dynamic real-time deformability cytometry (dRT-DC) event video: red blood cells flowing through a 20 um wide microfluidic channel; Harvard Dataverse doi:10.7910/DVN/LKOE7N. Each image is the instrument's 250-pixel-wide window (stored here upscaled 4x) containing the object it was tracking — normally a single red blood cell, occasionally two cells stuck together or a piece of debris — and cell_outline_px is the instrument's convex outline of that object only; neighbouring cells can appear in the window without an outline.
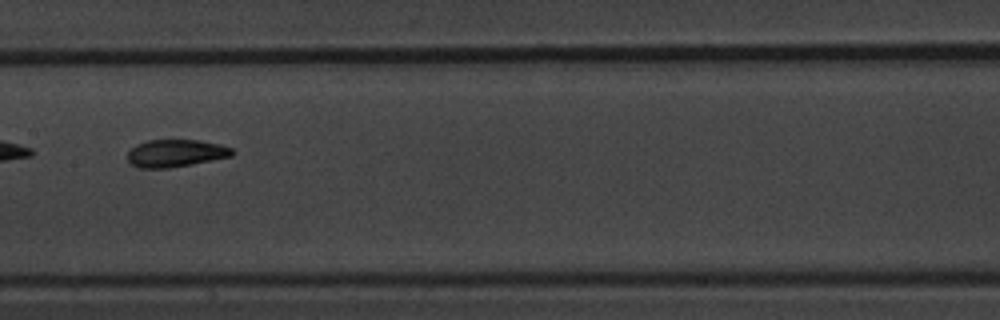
{"species": "common noctule bat (a hibernating species)", "species_latin": "Nyctalus noctula", "temperature_condition": "warm", "stored_images_in_passage": 5, "camera_frame_rate_fps": 3000, "um_per_image_px": 0.085, "animal": {"sex": "male", "body_mass_g": 20.1, "forearm_length_mm": 53.5}, "frame": {"image": 1, "passage_image": 5, "time_ms": 5.0, "image_size_px": [1000, 320], "cell_outline_px": [[236, 152], [232, 156], [192, 164], [168, 168], [140, 168], [132, 164], [128, 160], [128, 152], [136, 144], [148, 140], [200, 140], [220, 144], [232, 148]], "centroid_in_image_um": [14.96, 13.02], "position_along_channel_um": 192.4, "area_um2": 16.76}}